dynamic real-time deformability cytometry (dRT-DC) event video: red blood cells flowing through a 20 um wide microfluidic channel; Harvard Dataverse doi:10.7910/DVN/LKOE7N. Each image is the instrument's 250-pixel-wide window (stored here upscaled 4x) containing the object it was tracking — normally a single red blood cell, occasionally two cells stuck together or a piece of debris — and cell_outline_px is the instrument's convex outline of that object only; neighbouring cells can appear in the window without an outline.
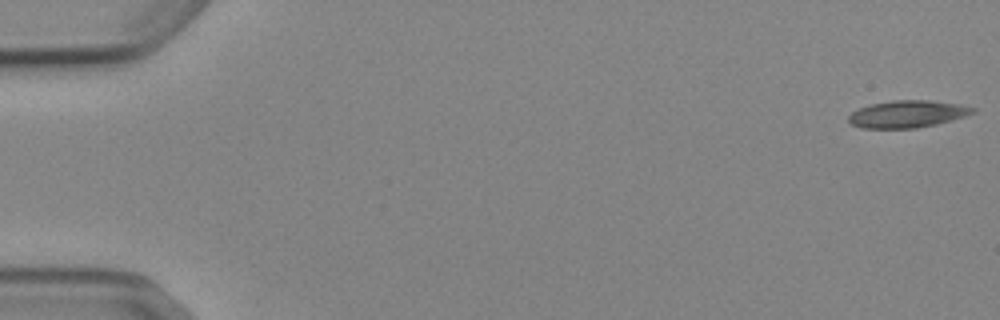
{"species": "Egyptian fruit bat (a non-hibernating species)", "species_latin": "Rousettus aegyptiacus", "temperature_condition": "cold", "stored_images_in_passage": 53, "camera_frame_rate_fps": 3000, "um_per_image_px": 0.085, "animal": {"sex": "female"}, "frame": {"image": 1, "passage_image": 1, "time_ms": 0.0, "image_size_px": [1000, 320], "cell_outline_px": [[976, 112], [964, 116], [936, 124], [916, 128], [860, 128], [852, 124], [848, 120], [848, 116], [852, 112], [860, 108], [872, 104], [892, 100], [928, 100], [960, 104], [976, 108]], "centroid_in_image_um": [77.13, 9.69], "position_along_channel_um": 7.9, "area_um2": 19.54}}
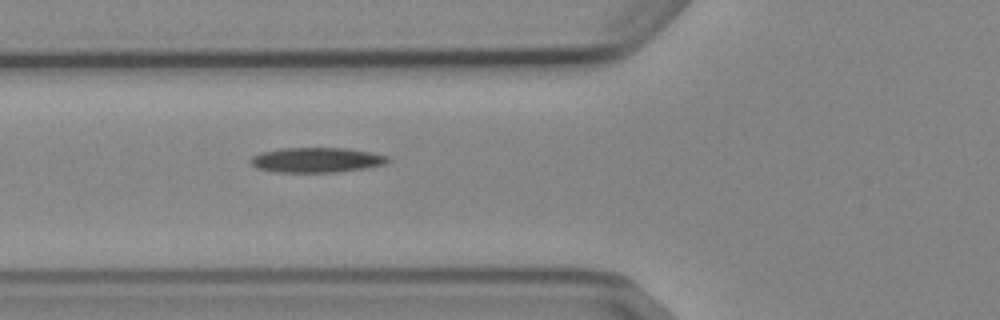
{"frame": {"image": 2, "passage_image": 20, "time_ms": 6.333, "image_size_px": [1000, 320], "cell_outline_px": [[392, 160], [384, 164], [364, 168], [336, 172], [272, 172], [256, 168], [248, 160], [252, 156], [260, 152], [280, 148], [348, 148], [372, 152], [388, 156]], "centroid_in_image_um": [26.88, 13.59], "position_along_channel_um": 98.9, "area_um2": 20.17}}
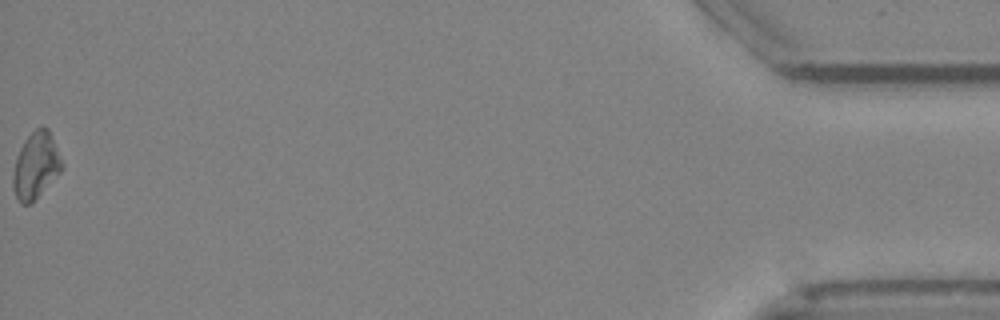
{"frame": {"image": 3, "passage_image": 53, "time_ms": 17.333, "image_size_px": [1000, 320], "cell_outline_px": [[64, 168], [32, 204], [20, 204], [16, 196], [12, 184], [12, 176], [16, 156], [24, 140], [36, 128], [48, 128], [64, 164]], "centroid_in_image_um": [3.04, 14.11], "position_along_channel_um": 432.2, "area_um2": 19.02}}